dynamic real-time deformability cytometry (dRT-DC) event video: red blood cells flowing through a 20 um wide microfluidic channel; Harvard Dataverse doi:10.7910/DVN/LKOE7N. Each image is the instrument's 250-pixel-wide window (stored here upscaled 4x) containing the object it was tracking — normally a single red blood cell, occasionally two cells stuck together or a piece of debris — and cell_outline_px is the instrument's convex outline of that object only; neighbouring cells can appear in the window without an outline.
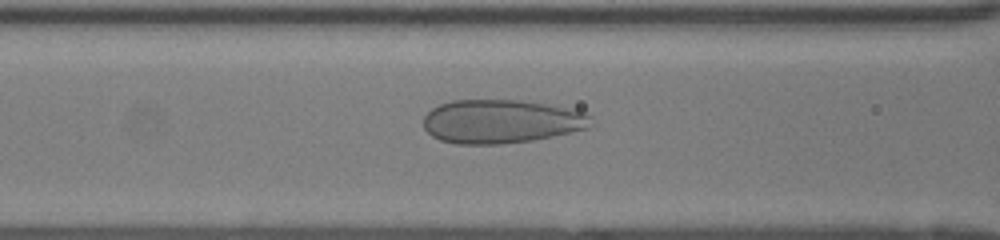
{"species": "human", "species_latin": "Homo sapiens", "temperature_condition": "room temperature", "stored_images_in_passage": 41, "camera_frame_rate_fps": 3000, "um_per_image_px": 0.085, "donor": {"sex": "female"}, "frame": {"image": 1, "passage_image": 13, "time_ms": 4.0, "image_size_px": [1000, 240], "cell_outline_px": [[592, 128], [532, 140], [500, 144], [456, 144], [440, 140], [432, 136], [424, 128], [424, 116], [432, 108], [440, 104], [452, 100], [520, 100], [576, 108], [592, 116]], "centroid_in_image_um": [42.66, 10.31], "position_along_channel_um": 123.9, "area_um2": 43.12}}
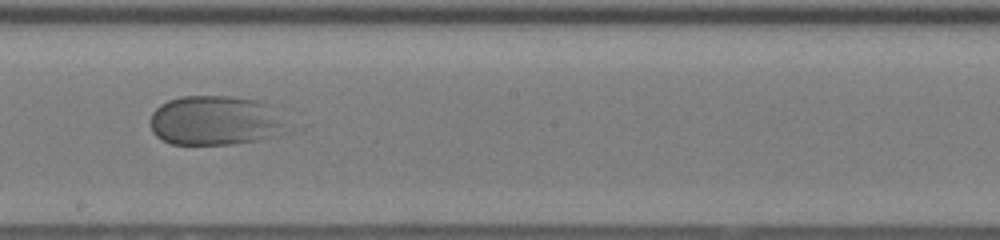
{"frame": {"image": 2, "passage_image": 21, "time_ms": 6.667, "image_size_px": [1000, 240], "cell_outline_px": [[292, 132], [280, 136], [232, 144], [172, 144], [156, 136], [152, 132], [152, 112], [160, 104], [168, 100], [180, 96], [228, 96], [260, 100], [268, 104]], "centroid_in_image_um": [18.34, 10.25], "position_along_channel_um": 229.9, "area_um2": 39.71}}
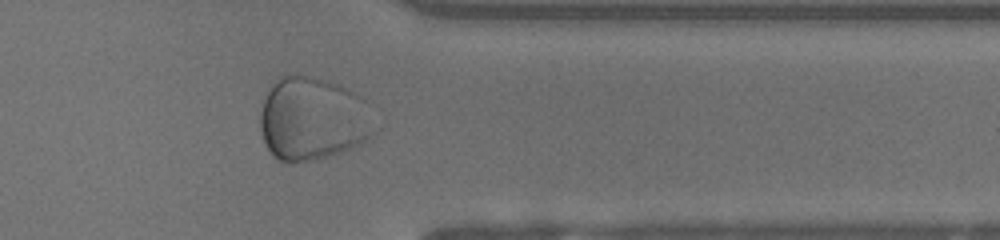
{"frame": {"image": 3, "passage_image": 33, "time_ms": 10.667, "image_size_px": [1000, 240], "cell_outline_px": [[368, 136], [364, 140], [340, 152], [328, 156], [312, 160], [288, 164], [272, 156], [260, 132], [260, 112], [264, 100], [268, 92], [276, 80], [280, 76], [308, 76], [328, 80], [356, 92], [364, 100], [368, 132]], "centroid_in_image_um": [26.44, 10.11], "position_along_channel_um": 385.0, "area_um2": 53.99}}